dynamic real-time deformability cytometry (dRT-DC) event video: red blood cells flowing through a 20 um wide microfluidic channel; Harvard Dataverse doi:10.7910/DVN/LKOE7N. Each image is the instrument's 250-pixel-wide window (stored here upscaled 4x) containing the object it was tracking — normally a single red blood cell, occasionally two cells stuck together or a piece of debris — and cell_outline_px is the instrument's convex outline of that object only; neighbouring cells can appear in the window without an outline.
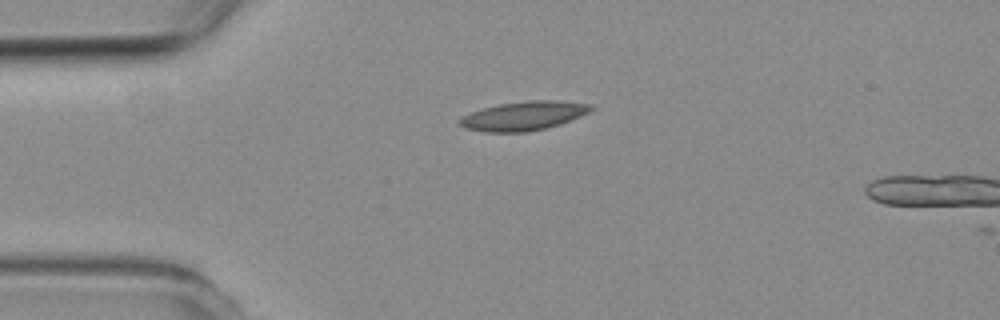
{"species": "common noctule bat (a hibernating species)", "species_latin": "Nyctalus noctula", "temperature_condition": "room temperature", "stored_images_in_passage": 2, "camera_frame_rate_fps": 3000, "um_per_image_px": 0.085, "animal": {"sex": "female", "body_mass_g": 19.3, "forearm_length_mm": 54.1}, "frame": {"image": 1, "passage_image": 1, "time_ms": 0.0, "image_size_px": [1000, 320], "cell_outline_px": [[596, 108], [572, 120], [560, 124], [528, 132], [484, 132], [468, 128], [456, 124], [456, 120], [472, 112], [484, 108], [500, 104], [532, 100], [552, 100], [592, 104]], "centroid_in_image_um": [44.52, 9.85], "position_along_channel_um": 40.5, "area_um2": 22.08}}